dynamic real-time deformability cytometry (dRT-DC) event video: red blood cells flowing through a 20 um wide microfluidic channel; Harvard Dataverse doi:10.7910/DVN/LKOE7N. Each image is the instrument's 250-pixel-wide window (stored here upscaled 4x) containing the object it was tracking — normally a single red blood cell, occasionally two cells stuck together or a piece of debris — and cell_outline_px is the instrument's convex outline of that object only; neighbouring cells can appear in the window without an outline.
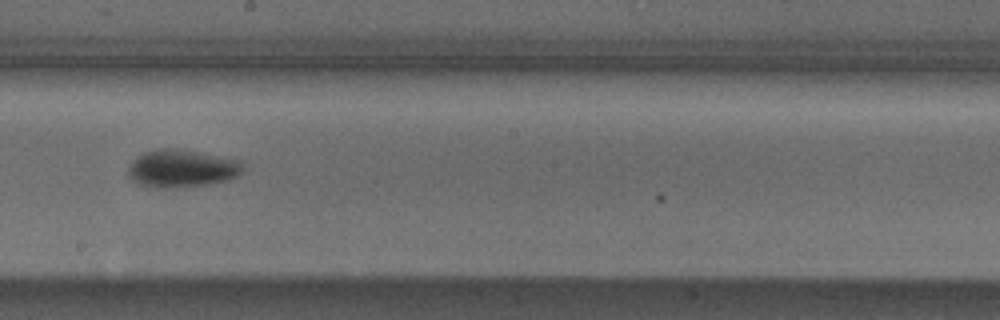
{"species": "Egyptian fruit bat (a non-hibernating species)", "species_latin": "Rousettus aegyptiacus", "temperature_condition": "cold", "stored_images_in_passage": 22, "camera_frame_rate_fps": 3000, "um_per_image_px": 0.085, "animal": {"sex": "male"}, "frame": {"image": 1, "passage_image": 16, "time_ms": 5.0, "image_size_px": [1000, 320], "cell_outline_px": [[240, 172], [228, 180], [208, 184], [160, 188], [156, 188], [136, 184], [128, 176], [128, 168], [132, 160], [136, 156], [144, 152], [156, 148], [180, 148], [236, 160], [240, 164]], "centroid_in_image_um": [15.32, 14.31], "position_along_channel_um": 232.9, "area_um2": 24.91}}
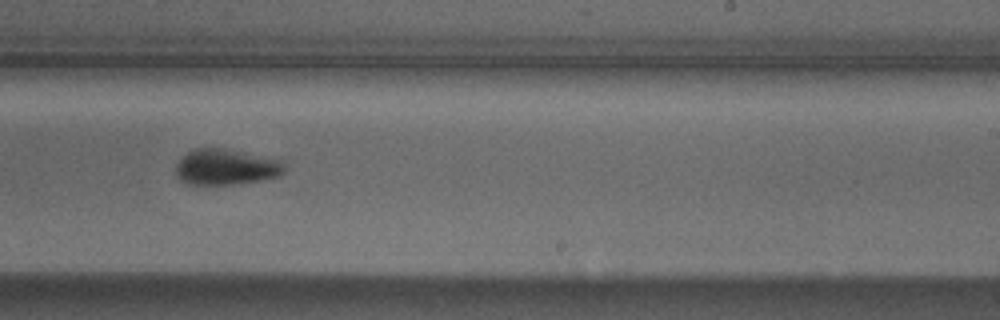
{"frame": {"image": 2, "passage_image": 19, "time_ms": 6.0, "image_size_px": [1000, 320], "cell_outline_px": [[284, 172], [280, 176], [260, 180], [232, 184], [188, 184], [180, 180], [176, 176], [176, 164], [192, 148], [224, 148], [280, 160], [284, 164]], "centroid_in_image_um": [19.18, 14.19], "position_along_channel_um": 269.8, "area_um2": 22.48}}